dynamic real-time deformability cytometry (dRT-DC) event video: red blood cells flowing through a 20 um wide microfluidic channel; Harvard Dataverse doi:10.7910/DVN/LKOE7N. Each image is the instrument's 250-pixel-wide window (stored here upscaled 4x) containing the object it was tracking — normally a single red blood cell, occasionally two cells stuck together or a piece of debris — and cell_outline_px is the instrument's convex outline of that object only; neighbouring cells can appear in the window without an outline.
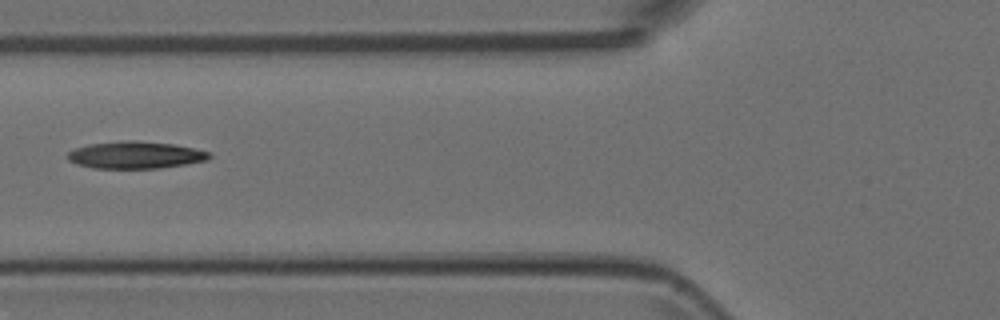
{"species": "Egyptian fruit bat (a non-hibernating species)", "species_latin": "Rousettus aegyptiacus", "temperature_condition": "room temperature", "stored_images_in_passage": 6, "camera_frame_rate_fps": 3000, "um_per_image_px": 0.085, "animal": {"sex": "female"}, "frame": {"image": 1, "passage_image": 6, "time_ms": 1.667, "image_size_px": [1000, 320], "cell_outline_px": [[212, 156], [208, 160], [160, 168], [92, 168], [76, 164], [68, 160], [68, 152], [76, 148], [88, 144], [124, 140], [136, 140], [172, 144], [212, 152]], "centroid_in_image_um": [11.51, 13.17], "position_along_channel_um": 114.3, "area_um2": 22.43}}